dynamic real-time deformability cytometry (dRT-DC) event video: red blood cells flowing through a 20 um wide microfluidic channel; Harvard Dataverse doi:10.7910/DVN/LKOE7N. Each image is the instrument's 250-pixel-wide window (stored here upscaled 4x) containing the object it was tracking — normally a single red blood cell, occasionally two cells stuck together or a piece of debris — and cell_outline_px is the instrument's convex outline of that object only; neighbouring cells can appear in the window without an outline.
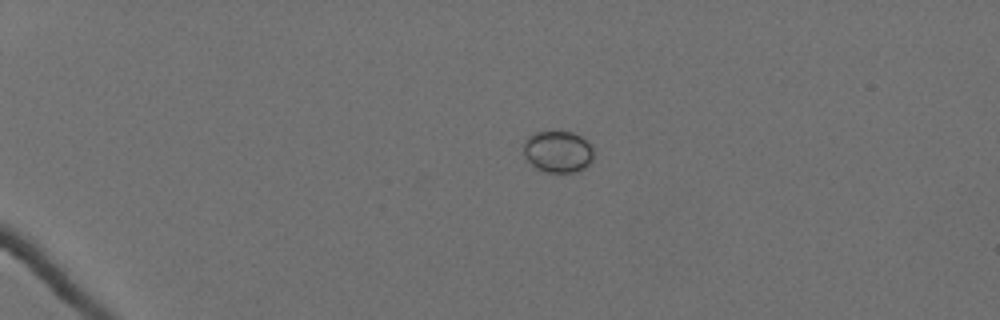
{"species": "Egyptian fruit bat (a non-hibernating species)", "species_latin": "Rousettus aegyptiacus", "temperature_condition": "cold", "stored_images_in_passage": 43, "camera_frame_rate_fps": 3000, "um_per_image_px": 0.085, "animal": {"sex": "female"}, "frame": {"image": 1, "passage_image": 1, "time_ms": 0.0, "image_size_px": [1000, 320], "cell_outline_px": [[592, 160], [584, 168], [576, 172], [548, 172], [536, 168], [524, 156], [524, 140], [528, 136], [536, 132], [572, 132], [580, 136], [592, 148]], "centroid_in_image_um": [47.39, 12.89], "position_along_channel_um": 37.6, "area_um2": 16.76}}
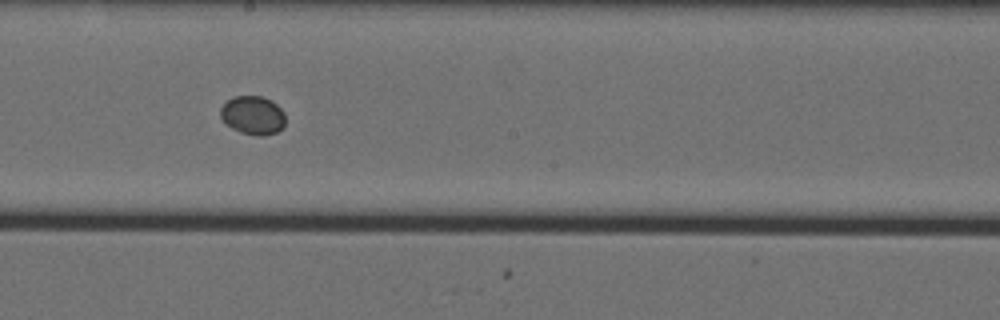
{"frame": {"image": 2, "passage_image": 23, "time_ms": 7.333, "image_size_px": [1000, 320], "cell_outline_px": [[284, 128], [276, 132], [260, 136], [240, 132], [232, 128], [220, 116], [220, 108], [232, 96], [260, 96], [272, 100], [284, 112]], "centroid_in_image_um": [21.5, 9.79], "position_along_channel_um": 226.7, "area_um2": 14.51}}
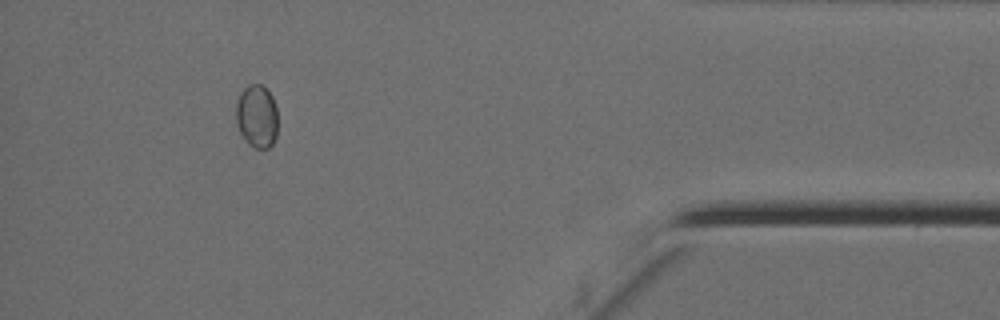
{"frame": {"image": 3, "passage_image": 42, "time_ms": 13.667, "image_size_px": [1000, 320], "cell_outline_px": [[276, 136], [272, 144], [268, 148], [256, 148], [248, 144], [240, 132], [236, 124], [236, 104], [240, 92], [248, 84], [260, 84], [272, 96], [276, 108]], "centroid_in_image_um": [21.81, 9.88], "position_along_channel_um": 413.4, "area_um2": 15.26}}